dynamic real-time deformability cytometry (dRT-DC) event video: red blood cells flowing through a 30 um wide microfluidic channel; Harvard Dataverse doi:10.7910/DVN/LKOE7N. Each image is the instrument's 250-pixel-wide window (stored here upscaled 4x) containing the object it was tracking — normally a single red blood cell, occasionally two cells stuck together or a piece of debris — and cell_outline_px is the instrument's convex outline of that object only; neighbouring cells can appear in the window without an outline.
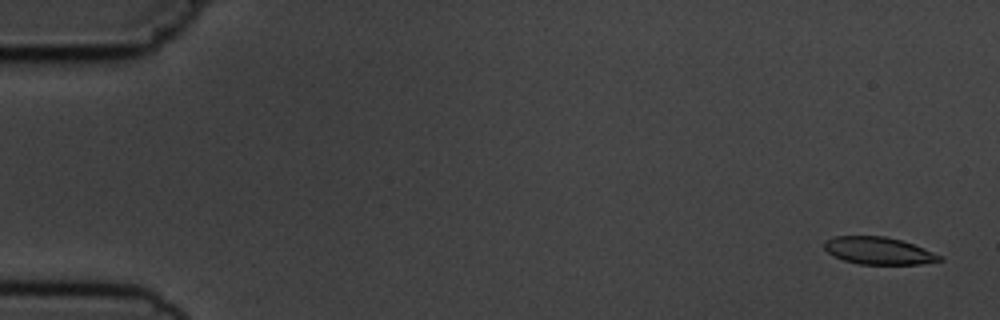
{"species": "common noctule bat (a hibernating species)", "species_latin": "Nyctalus noctula", "temperature_condition": "cold", "stored_images_in_passage": 5, "camera_frame_rate_fps": 3000, "um_per_image_px": 0.085, "animal": {"sex": "male", "body_mass_g": 19.5, "forearm_length_mm": 54.6}, "frame": {"image": 1, "passage_image": 1, "time_ms": 0.0, "image_size_px": [1000, 320], "cell_outline_px": [[944, 260], [920, 264], [860, 264], [844, 260], [832, 256], [824, 248], [824, 240], [832, 236], [884, 236], [900, 240], [912, 244], [944, 256]], "centroid_in_image_um": [74.66, 21.31], "position_along_channel_um": 10.3, "area_um2": 18.38}}
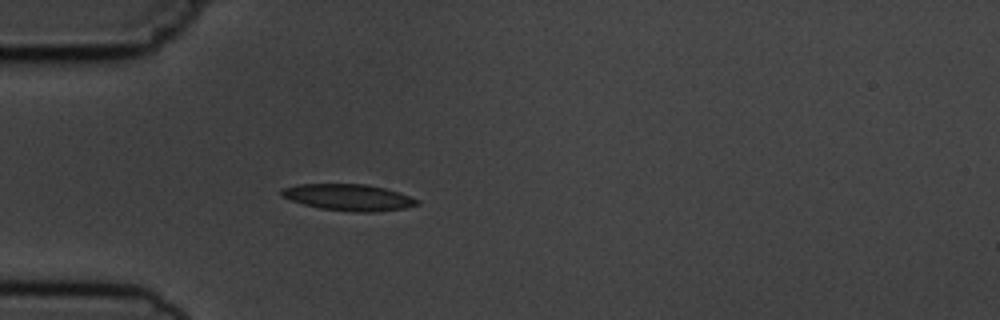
{"frame": {"image": 2, "passage_image": 5, "time_ms": 4.667, "image_size_px": [1000, 320], "cell_outline_px": [[420, 204], [404, 208], [376, 212], [352, 212], [320, 208], [304, 204], [280, 196], [280, 188], [296, 184], [364, 184], [384, 188], [400, 192], [420, 200]], "centroid_in_image_um": [29.62, 16.77], "position_along_channel_um": 55.4, "area_um2": 21.04}}